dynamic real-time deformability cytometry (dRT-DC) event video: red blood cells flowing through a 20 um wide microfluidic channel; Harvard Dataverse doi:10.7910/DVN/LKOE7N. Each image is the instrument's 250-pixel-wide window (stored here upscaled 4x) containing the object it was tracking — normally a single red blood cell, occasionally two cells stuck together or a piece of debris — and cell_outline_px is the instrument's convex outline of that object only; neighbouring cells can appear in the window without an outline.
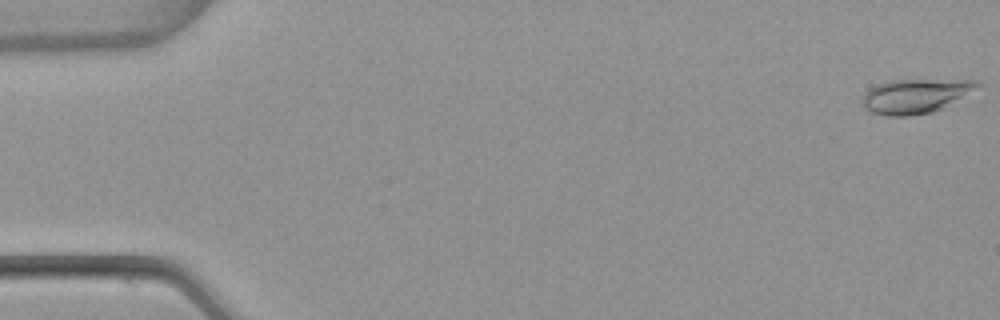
{"species": "common noctule bat (a hibernating species)", "species_latin": "Nyctalus noctula", "temperature_condition": "warm", "stored_images_in_passage": 4, "camera_frame_rate_fps": 3000, "um_per_image_px": 0.085, "animal": {"sex": "female", "body_mass_g": 22.7, "forearm_length_mm": 54.2}, "frame": {"image": 1, "passage_image": 1, "time_ms": 0.0, "image_size_px": [1000, 320], "cell_outline_px": [[984, 88], [944, 108], [932, 112], [908, 116], [888, 116], [872, 112], [864, 108], [860, 100], [864, 92], [868, 88], [876, 84], [892, 80], [976, 80], [984, 84]], "centroid_in_image_um": [77.9, 8.15], "position_along_channel_um": 7.1, "area_um2": 23.81}}